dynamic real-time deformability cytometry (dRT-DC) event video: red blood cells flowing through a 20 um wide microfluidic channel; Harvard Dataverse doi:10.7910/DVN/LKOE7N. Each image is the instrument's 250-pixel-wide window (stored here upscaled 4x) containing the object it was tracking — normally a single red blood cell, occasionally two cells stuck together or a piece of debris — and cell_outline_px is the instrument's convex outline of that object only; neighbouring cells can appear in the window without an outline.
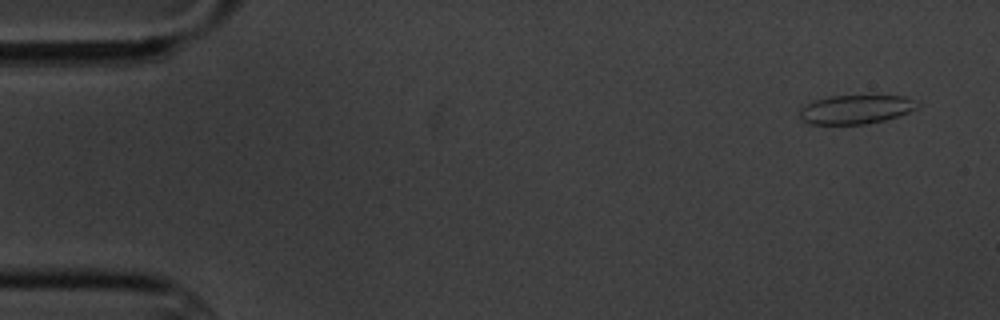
{"species": "common noctule bat (a hibernating species)", "species_latin": "Nyctalus noctula", "temperature_condition": "cold", "stored_images_in_passage": 9, "camera_frame_rate_fps": 3000, "um_per_image_px": 0.085, "animal": {"sex": "male", "body_mass_g": 20.1, "forearm_length_mm": 53.5}, "frame": {"image": 1, "passage_image": 1, "time_ms": 0.0, "image_size_px": [1000, 320], "cell_outline_px": [[920, 104], [916, 108], [908, 112], [884, 120], [864, 124], [808, 124], [800, 116], [800, 108], [804, 104], [828, 96], [904, 96]], "centroid_in_image_um": [72.7, 9.3], "position_along_channel_um": 12.3, "area_um2": 19.59}}
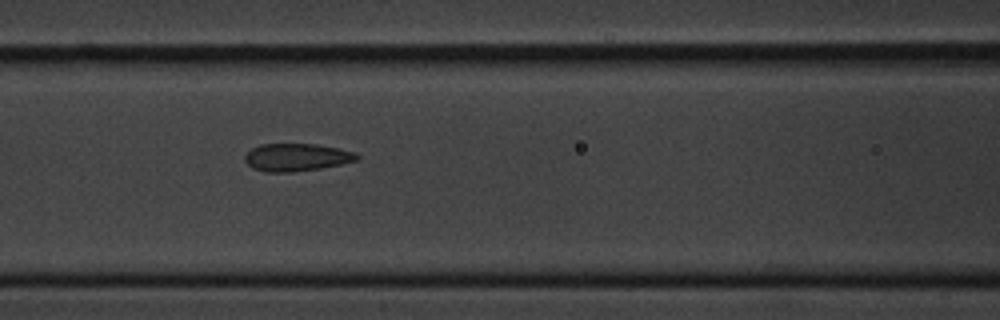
{"frame": {"image": 2, "passage_image": 7, "time_ms": 7.0, "image_size_px": [1000, 320], "cell_outline_px": [[360, 156], [356, 160], [340, 164], [320, 168], [292, 172], [268, 172], [252, 168], [244, 160], [244, 156], [252, 148], [260, 144], [316, 144], [340, 148], [356, 152]], "centroid_in_image_um": [25.21, 13.36], "position_along_channel_um": 141.4, "area_um2": 18.03}}
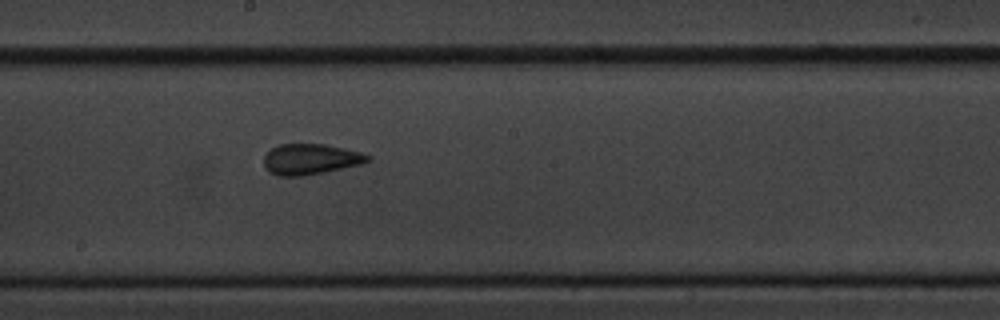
{"frame": {"image": 3, "passage_image": 9, "time_ms": 9.333, "image_size_px": [1000, 320], "cell_outline_px": [[372, 156], [368, 160], [360, 164], [324, 172], [304, 176], [276, 176], [268, 172], [264, 168], [264, 156], [272, 148], [280, 144], [324, 144], [344, 148], [360, 152]], "centroid_in_image_um": [26.35, 13.54], "position_along_channel_um": 221.9, "area_um2": 18.55}}